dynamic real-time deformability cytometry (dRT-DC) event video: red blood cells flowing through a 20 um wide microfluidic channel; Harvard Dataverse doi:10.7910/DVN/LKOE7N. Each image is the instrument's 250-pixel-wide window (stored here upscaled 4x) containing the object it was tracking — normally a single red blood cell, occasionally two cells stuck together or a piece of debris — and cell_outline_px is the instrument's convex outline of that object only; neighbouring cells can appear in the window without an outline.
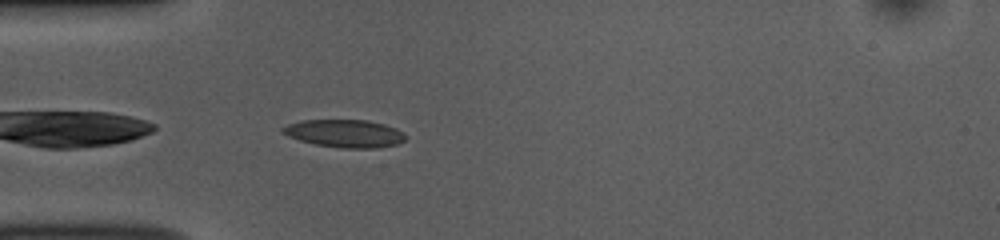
{"species": "common noctule bat (a hibernating species)", "species_latin": "Nyctalus noctula", "temperature_condition": "room temperature", "stored_images_in_passage": 39, "camera_frame_rate_fps": 3000, "um_per_image_px": 0.085, "animal": {"sex": "female", "body_mass_g": 10.0, "forearm_length_mm": 53.1}, "frame": {"image": 1, "passage_image": 2, "time_ms": 0.333, "image_size_px": [1000, 240], "cell_outline_px": [[408, 136], [404, 140], [396, 144], [376, 148], [340, 148], [316, 144], [300, 140], [288, 136], [280, 132], [280, 128], [288, 124], [300, 120], [368, 120], [384, 124], [396, 128]], "centroid_in_image_um": [29.29, 11.34], "position_along_channel_um": 55.7, "area_um2": 19.94}}
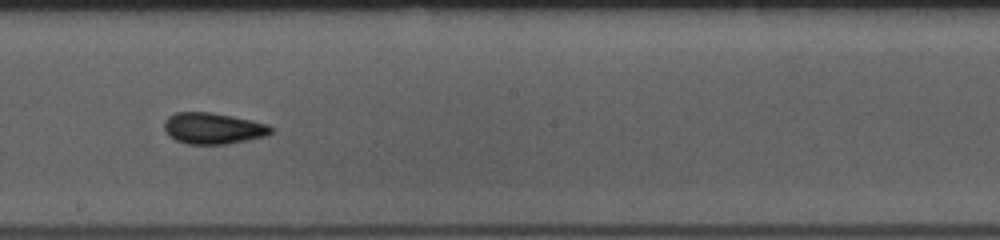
{"frame": {"image": 2, "passage_image": 16, "time_ms": 5.0, "image_size_px": [1000, 240], "cell_outline_px": [[272, 132], [268, 136], [224, 144], [188, 144], [176, 140], [168, 136], [164, 128], [164, 120], [168, 116], [176, 112], [212, 112], [252, 120], [268, 124], [272, 128]], "centroid_in_image_um": [18.1, 10.9], "position_along_channel_um": 230.1, "area_um2": 19.54}}
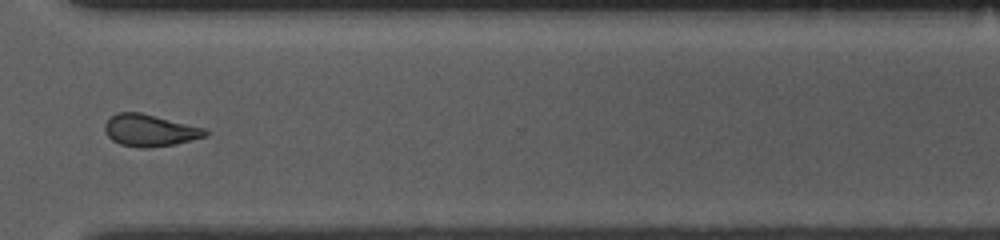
{"frame": {"image": 3, "passage_image": 26, "time_ms": 8.333, "image_size_px": [1000, 240], "cell_outline_px": [[208, 136], [176, 144], [148, 148], [140, 148], [120, 144], [112, 140], [108, 136], [104, 128], [104, 124], [116, 112], [140, 112], [208, 128]], "centroid_in_image_um": [12.78, 11.08], "position_along_channel_um": 357.8, "area_um2": 18.96}, "authors_computed_cell_mechanics": {"area_um2": 19.3052, "velocity_mm_per_s": 3.8387, "shape_relaxation_time_tau1_ms": 6.2662, "shape_relaxation_time_tau2_ms": 2.2556, "deformation_change_tau1": 0.1132, "deformation_change_tau2": 0.0837}}